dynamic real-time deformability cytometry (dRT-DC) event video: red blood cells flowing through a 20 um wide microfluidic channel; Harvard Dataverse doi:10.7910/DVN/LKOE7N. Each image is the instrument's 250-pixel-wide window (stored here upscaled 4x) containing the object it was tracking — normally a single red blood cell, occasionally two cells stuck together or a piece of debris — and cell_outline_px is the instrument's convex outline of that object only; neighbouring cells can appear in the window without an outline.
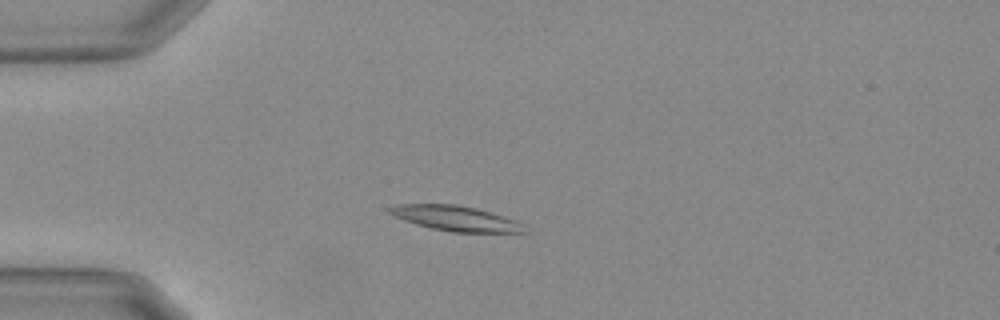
{"species": "Egyptian fruit bat (a non-hibernating species)", "species_latin": "Rousettus aegyptiacus", "temperature_condition": "warm", "stored_images_in_passage": 57, "camera_frame_rate_fps": 3000, "um_per_image_px": 0.085, "animal": {"sex": "female"}, "frame": {"image": 1, "passage_image": 15, "time_ms": 4.667, "image_size_px": [1000, 320], "cell_outline_px": [[528, 232], [452, 232], [432, 228], [416, 224], [404, 220], [388, 212], [388, 208], [396, 204], [452, 204], [476, 208], [504, 216], [516, 220]], "centroid_in_image_um": [38.71, 18.55], "position_along_channel_um": 46.3, "area_um2": 19.42}}
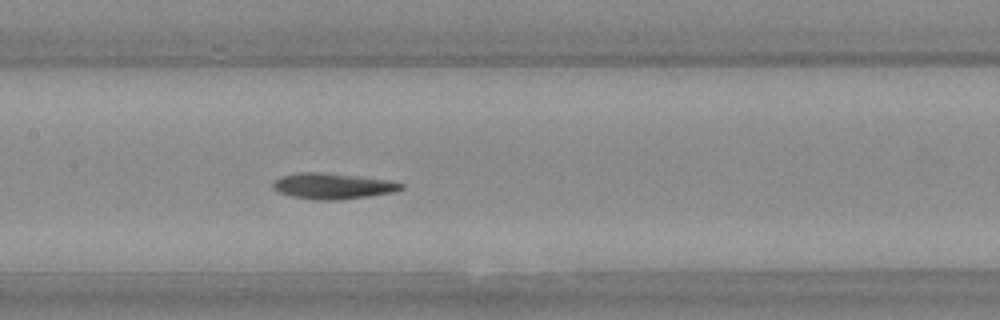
{"frame": {"image": 2, "passage_image": 28, "time_ms": 9.0, "image_size_px": [1000, 320], "cell_outline_px": [[404, 188], [392, 192], [368, 196], [340, 200], [312, 200], [292, 196], [276, 192], [272, 188], [272, 184], [280, 176], [308, 172], [312, 172], [352, 176], [388, 180], [404, 184]], "centroid_in_image_um": [28.24, 15.84], "position_along_channel_um": 179.2, "area_um2": 18.96}}
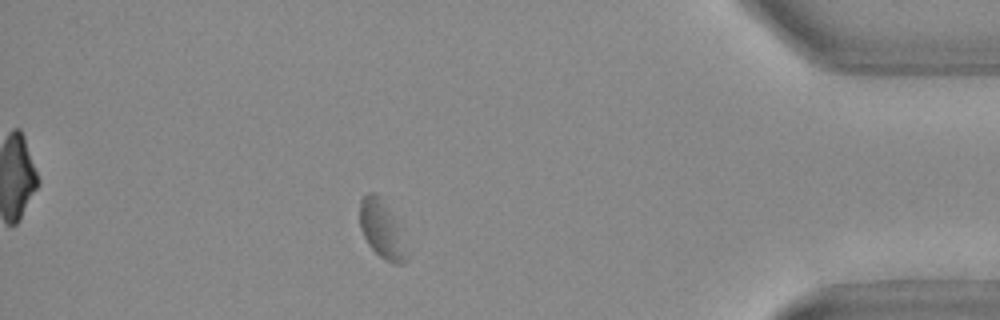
{"frame": {"image": 3, "passage_image": 50, "time_ms": 16.333, "image_size_px": [1000, 320], "cell_outline_px": [[408, 260], [404, 264], [396, 264], [384, 260], [368, 244], [360, 228], [360, 200], [368, 192], [376, 192], [380, 196], [396, 224], [408, 256]], "centroid_in_image_um": [32.41, 19.52], "position_along_channel_um": 402.8, "area_um2": 15.2}, "authors_computed_cell_mechanics": {"area_um2": 18.7272, "velocity_mm_per_s": 3.5811, "shape_relaxation_time_tau1_ms": 2.5984, "shape_relaxation_time_tau2_ms": 3.2255, "deformation_change_tau1": 0.1129, "deformation_change_tau2": 0.081}}